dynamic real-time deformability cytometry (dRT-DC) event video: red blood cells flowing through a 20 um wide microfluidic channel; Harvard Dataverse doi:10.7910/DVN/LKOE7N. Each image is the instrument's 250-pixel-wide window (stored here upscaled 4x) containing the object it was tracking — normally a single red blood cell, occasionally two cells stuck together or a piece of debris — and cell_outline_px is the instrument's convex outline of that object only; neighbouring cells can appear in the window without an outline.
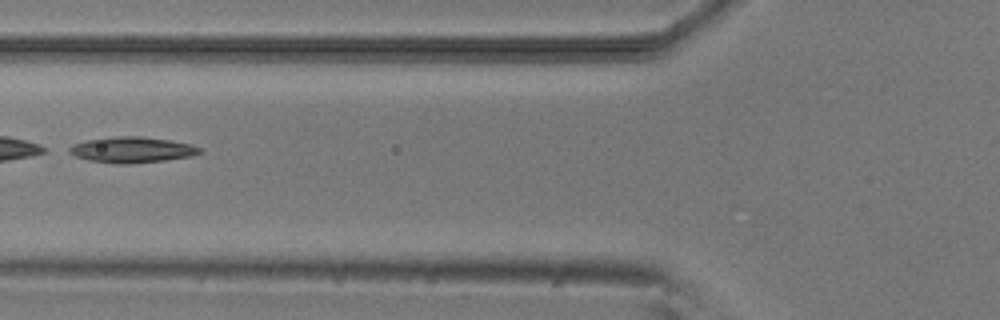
{"species": "common noctule bat (a hibernating species)", "species_latin": "Nyctalus noctula", "temperature_condition": "room temperature", "stored_images_in_passage": 6, "camera_frame_rate_fps": 3000, "um_per_image_px": 0.085, "animal": {"sex": "male", "body_mass_g": 20.5, "forearm_length_mm": 52.5}, "frame": {"image": 1, "passage_image": 5, "time_ms": 5.333, "image_size_px": [1000, 320], "cell_outline_px": [[200, 152], [192, 156], [164, 160], [128, 164], [120, 164], [88, 160], [76, 156], [68, 152], [68, 148], [72, 144], [88, 140], [116, 136], [140, 136], [172, 140], [192, 144], [200, 148]], "centroid_in_image_um": [11.21, 12.72], "position_along_channel_um": 114.6, "area_um2": 19.54}}
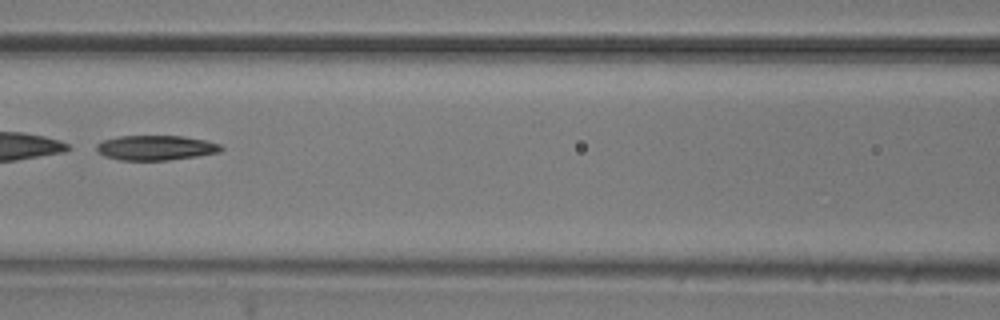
{"frame": {"image": 2, "passage_image": 6, "time_ms": 6.333, "image_size_px": [1000, 320], "cell_outline_px": [[224, 148], [220, 152], [196, 156], [168, 160], [120, 160], [104, 156], [96, 152], [96, 144], [104, 140], [120, 136], [180, 136], [204, 140], [220, 144]], "centroid_in_image_um": [13.21, 12.56], "position_along_channel_um": 153.4, "area_um2": 17.98}}